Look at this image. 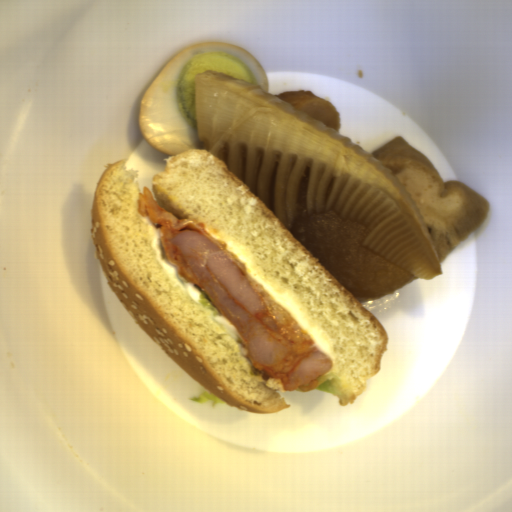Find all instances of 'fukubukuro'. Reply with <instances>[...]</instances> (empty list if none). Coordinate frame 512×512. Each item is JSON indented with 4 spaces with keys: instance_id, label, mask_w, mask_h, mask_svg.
<instances>
[{
    "instance_id": "obj_1",
    "label": "fukubukuro",
    "mask_w": 512,
    "mask_h": 512,
    "mask_svg": "<svg viewBox=\"0 0 512 512\" xmlns=\"http://www.w3.org/2000/svg\"><path fill=\"white\" fill-rule=\"evenodd\" d=\"M416 202L440 265L488 220L490 201L460 181H444L426 155L398 136L371 153Z\"/></svg>"
}]
</instances>
